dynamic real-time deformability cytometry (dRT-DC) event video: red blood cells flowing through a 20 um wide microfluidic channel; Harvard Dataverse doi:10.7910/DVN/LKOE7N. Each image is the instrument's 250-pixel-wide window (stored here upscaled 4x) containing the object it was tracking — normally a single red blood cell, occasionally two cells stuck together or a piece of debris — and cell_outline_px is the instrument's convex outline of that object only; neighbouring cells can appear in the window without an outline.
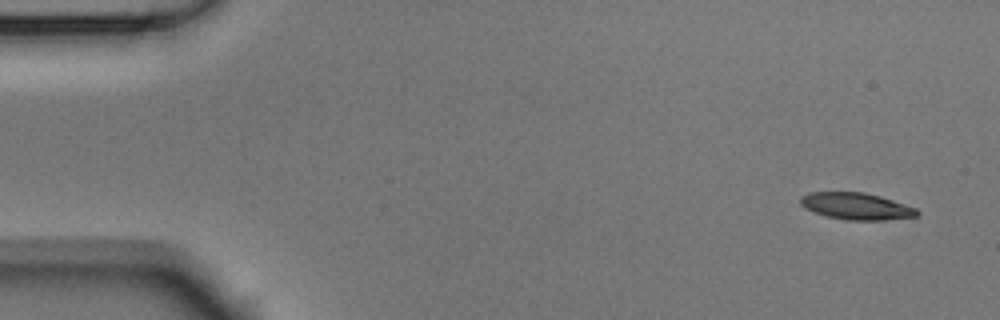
{"species": "Egyptian fruit bat (a non-hibernating species)", "species_latin": "Rousettus aegyptiacus", "temperature_condition": "room temperature", "stored_images_in_passage": 4, "camera_frame_rate_fps": 3000, "um_per_image_px": 0.085, "animal": {"sex": "male"}, "frame": {"image": 1, "passage_image": 1, "time_ms": 0.0, "image_size_px": [1000, 320], "cell_outline_px": [[920, 212], [916, 216], [884, 220], [848, 220], [828, 216], [812, 212], [804, 208], [800, 204], [800, 196], [808, 192], [864, 192], [880, 196], [916, 208]], "centroid_in_image_um": [72.74, 17.52], "position_along_channel_um": 12.3, "area_um2": 18.21}}
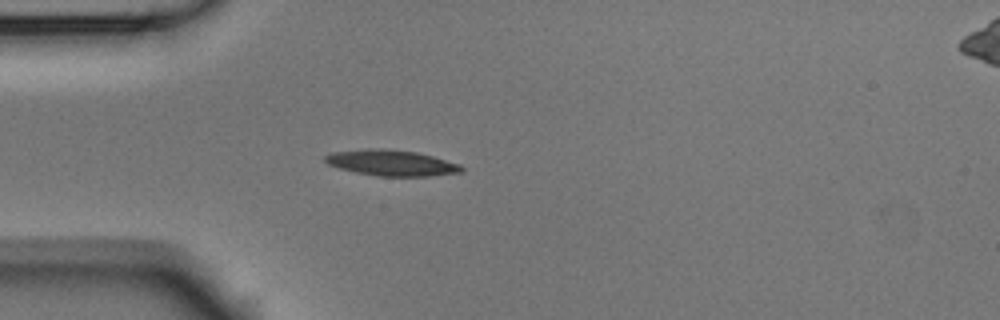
{"frame": {"image": 2, "passage_image": 4, "time_ms": 1.0, "image_size_px": [1000, 320], "cell_outline_px": [[464, 172], [428, 176], [376, 176], [356, 172], [340, 168], [328, 164], [324, 160], [324, 156], [332, 152], [416, 152], [432, 156], [460, 164], [464, 168]], "centroid_in_image_um": [33.38, 13.92], "position_along_channel_um": 51.6, "area_um2": 19.13}}